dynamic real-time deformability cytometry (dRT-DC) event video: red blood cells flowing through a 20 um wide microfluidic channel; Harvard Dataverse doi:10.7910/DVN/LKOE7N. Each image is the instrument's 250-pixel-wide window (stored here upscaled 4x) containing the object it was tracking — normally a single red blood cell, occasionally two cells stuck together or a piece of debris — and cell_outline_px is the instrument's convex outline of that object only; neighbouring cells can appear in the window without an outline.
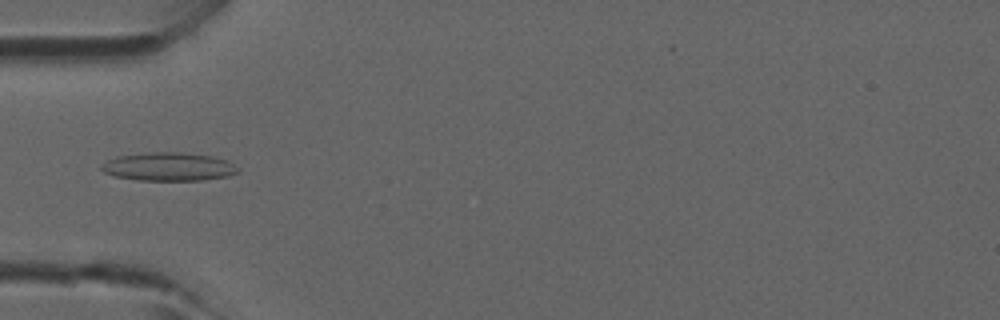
{"species": "common noctule bat (a hibernating species)", "species_latin": "Nyctalus noctula", "temperature_condition": "room temperature", "stored_images_in_passage": 38, "camera_frame_rate_fps": 3000, "um_per_image_px": 0.085, "animal": {"sex": "male", "forearm_length_mm": 52.5}, "frame": {"image": 1, "passage_image": 7, "time_ms": 2.0, "image_size_px": [1000, 320], "cell_outline_px": [[240, 172], [228, 176], [204, 180], [136, 180], [112, 176], [104, 172], [100, 168], [100, 164], [116, 156], [152, 152], [184, 152], [212, 156], [228, 160], [240, 168]], "centroid_in_image_um": [14.35, 14.17], "position_along_channel_um": 70.7, "area_um2": 22.89}}
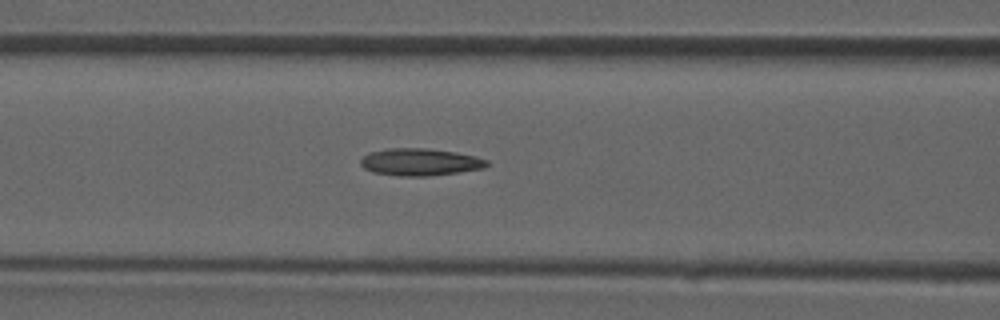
{"frame": {"image": 2, "passage_image": 11, "time_ms": 3.333, "image_size_px": [1000, 320], "cell_outline_px": [[488, 164], [484, 168], [428, 176], [400, 176], [372, 172], [364, 168], [360, 164], [360, 160], [368, 152], [388, 148], [428, 148], [456, 152], [476, 156], [488, 160]], "centroid_in_image_um": [35.68, 13.76], "position_along_channel_um": 130.9, "area_um2": 20.06}}
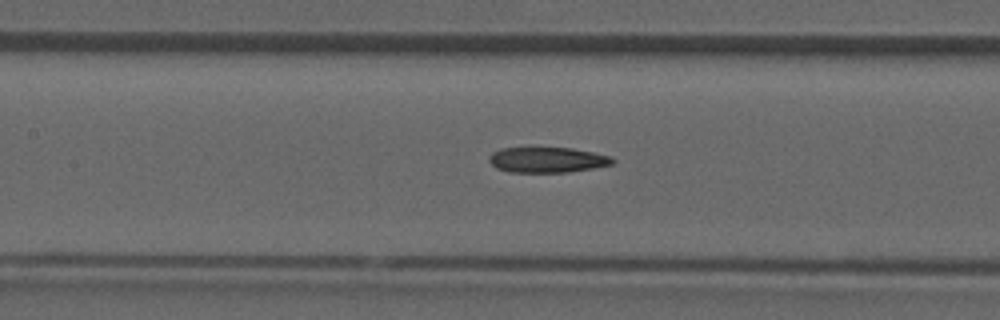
{"frame": {"image": 3, "passage_image": 13, "time_ms": 4.0, "image_size_px": [1000, 320], "cell_outline_px": [[616, 160], [612, 164], [592, 168], [568, 172], [508, 172], [496, 168], [488, 160], [488, 156], [492, 152], [500, 148], [572, 148], [612, 156]], "centroid_in_image_um": [46.5, 13.58], "position_along_channel_um": 160.9, "area_um2": 18.32}}